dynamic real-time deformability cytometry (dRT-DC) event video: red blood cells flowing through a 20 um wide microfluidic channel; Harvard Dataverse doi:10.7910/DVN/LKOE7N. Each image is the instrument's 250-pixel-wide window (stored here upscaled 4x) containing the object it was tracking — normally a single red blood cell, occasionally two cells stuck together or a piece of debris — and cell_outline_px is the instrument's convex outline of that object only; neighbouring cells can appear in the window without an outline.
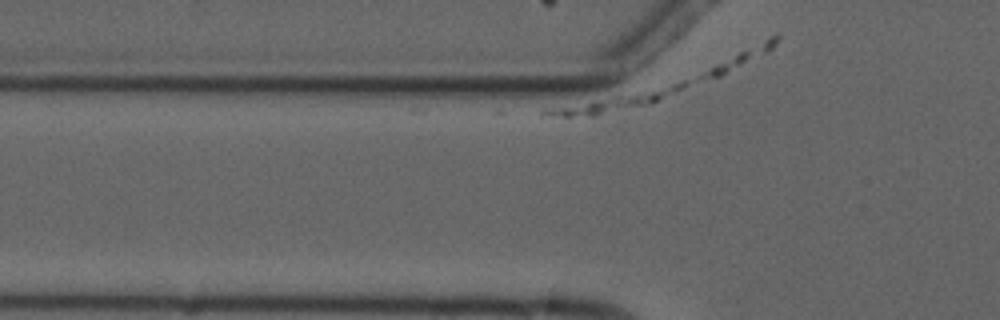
{"species": "common noctule bat (a hibernating species)", "species_latin": "Nyctalus noctula", "temperature_condition": "cold", "stored_images_in_passage": 3, "camera_frame_rate_fps": 3000, "um_per_image_px": 0.085, "animal": {"sex": "male", "forearm_length_mm": 52.5}, "frame": {"image": 1, "passage_image": 2, "time_ms": 1.0, "image_size_px": [1000, 320], "cell_outline_px": [[748, 56], [744, 60], [720, 76], [652, 104], [592, 116], [552, 116], [540, 112], [540, 108], [740, 52], [748, 52]], "centroid_in_image_um": [54.84, 7.6], "position_along_channel_um": 71.0, "area_um2": 30.17}}